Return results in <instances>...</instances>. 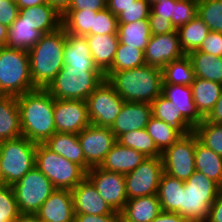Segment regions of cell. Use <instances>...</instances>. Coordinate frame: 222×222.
Segmentation results:
<instances>
[{"instance_id":"42","label":"cell","mask_w":222,"mask_h":222,"mask_svg":"<svg viewBox=\"0 0 222 222\" xmlns=\"http://www.w3.org/2000/svg\"><path fill=\"white\" fill-rule=\"evenodd\" d=\"M198 16L210 31L222 33V0H198Z\"/></svg>"},{"instance_id":"35","label":"cell","mask_w":222,"mask_h":222,"mask_svg":"<svg viewBox=\"0 0 222 222\" xmlns=\"http://www.w3.org/2000/svg\"><path fill=\"white\" fill-rule=\"evenodd\" d=\"M180 45L186 55L198 50L210 32L208 26L197 15L193 20L177 29Z\"/></svg>"},{"instance_id":"12","label":"cell","mask_w":222,"mask_h":222,"mask_svg":"<svg viewBox=\"0 0 222 222\" xmlns=\"http://www.w3.org/2000/svg\"><path fill=\"white\" fill-rule=\"evenodd\" d=\"M163 173L161 157H147L136 169L124 175L127 199L157 195Z\"/></svg>"},{"instance_id":"21","label":"cell","mask_w":222,"mask_h":222,"mask_svg":"<svg viewBox=\"0 0 222 222\" xmlns=\"http://www.w3.org/2000/svg\"><path fill=\"white\" fill-rule=\"evenodd\" d=\"M146 158L140 151L116 142L99 167L125 175L136 169Z\"/></svg>"},{"instance_id":"55","label":"cell","mask_w":222,"mask_h":222,"mask_svg":"<svg viewBox=\"0 0 222 222\" xmlns=\"http://www.w3.org/2000/svg\"><path fill=\"white\" fill-rule=\"evenodd\" d=\"M136 0H107V8L117 16L119 13L123 12L125 8L134 4Z\"/></svg>"},{"instance_id":"26","label":"cell","mask_w":222,"mask_h":222,"mask_svg":"<svg viewBox=\"0 0 222 222\" xmlns=\"http://www.w3.org/2000/svg\"><path fill=\"white\" fill-rule=\"evenodd\" d=\"M22 136L16 96L0 94V142Z\"/></svg>"},{"instance_id":"9","label":"cell","mask_w":222,"mask_h":222,"mask_svg":"<svg viewBox=\"0 0 222 222\" xmlns=\"http://www.w3.org/2000/svg\"><path fill=\"white\" fill-rule=\"evenodd\" d=\"M20 213L35 214L56 190L50 180L36 167L12 186Z\"/></svg>"},{"instance_id":"39","label":"cell","mask_w":222,"mask_h":222,"mask_svg":"<svg viewBox=\"0 0 222 222\" xmlns=\"http://www.w3.org/2000/svg\"><path fill=\"white\" fill-rule=\"evenodd\" d=\"M117 142L140 151L145 157H161V152L149 136L146 128L123 133L117 138Z\"/></svg>"},{"instance_id":"50","label":"cell","mask_w":222,"mask_h":222,"mask_svg":"<svg viewBox=\"0 0 222 222\" xmlns=\"http://www.w3.org/2000/svg\"><path fill=\"white\" fill-rule=\"evenodd\" d=\"M107 8V0H72L66 11H101Z\"/></svg>"},{"instance_id":"36","label":"cell","mask_w":222,"mask_h":222,"mask_svg":"<svg viewBox=\"0 0 222 222\" xmlns=\"http://www.w3.org/2000/svg\"><path fill=\"white\" fill-rule=\"evenodd\" d=\"M162 84H175L191 86L195 73L188 55H184L172 62H169L162 69Z\"/></svg>"},{"instance_id":"48","label":"cell","mask_w":222,"mask_h":222,"mask_svg":"<svg viewBox=\"0 0 222 222\" xmlns=\"http://www.w3.org/2000/svg\"><path fill=\"white\" fill-rule=\"evenodd\" d=\"M18 13L19 8L15 0H0V24L10 27Z\"/></svg>"},{"instance_id":"6","label":"cell","mask_w":222,"mask_h":222,"mask_svg":"<svg viewBox=\"0 0 222 222\" xmlns=\"http://www.w3.org/2000/svg\"><path fill=\"white\" fill-rule=\"evenodd\" d=\"M34 89L28 51L0 47V94L17 97Z\"/></svg>"},{"instance_id":"7","label":"cell","mask_w":222,"mask_h":222,"mask_svg":"<svg viewBox=\"0 0 222 222\" xmlns=\"http://www.w3.org/2000/svg\"><path fill=\"white\" fill-rule=\"evenodd\" d=\"M36 147L25 136L0 142V167L5 185L13 186L35 167Z\"/></svg>"},{"instance_id":"57","label":"cell","mask_w":222,"mask_h":222,"mask_svg":"<svg viewBox=\"0 0 222 222\" xmlns=\"http://www.w3.org/2000/svg\"><path fill=\"white\" fill-rule=\"evenodd\" d=\"M72 0H47V3L63 14L71 5Z\"/></svg>"},{"instance_id":"47","label":"cell","mask_w":222,"mask_h":222,"mask_svg":"<svg viewBox=\"0 0 222 222\" xmlns=\"http://www.w3.org/2000/svg\"><path fill=\"white\" fill-rule=\"evenodd\" d=\"M198 50L222 57V33L210 31Z\"/></svg>"},{"instance_id":"30","label":"cell","mask_w":222,"mask_h":222,"mask_svg":"<svg viewBox=\"0 0 222 222\" xmlns=\"http://www.w3.org/2000/svg\"><path fill=\"white\" fill-rule=\"evenodd\" d=\"M191 89L196 107L205 118L218 101L222 84L195 77Z\"/></svg>"},{"instance_id":"62","label":"cell","mask_w":222,"mask_h":222,"mask_svg":"<svg viewBox=\"0 0 222 222\" xmlns=\"http://www.w3.org/2000/svg\"><path fill=\"white\" fill-rule=\"evenodd\" d=\"M4 180H3V175H2V172H1V167H0V186H4Z\"/></svg>"},{"instance_id":"22","label":"cell","mask_w":222,"mask_h":222,"mask_svg":"<svg viewBox=\"0 0 222 222\" xmlns=\"http://www.w3.org/2000/svg\"><path fill=\"white\" fill-rule=\"evenodd\" d=\"M162 212L158 195L128 199L120 222H152Z\"/></svg>"},{"instance_id":"44","label":"cell","mask_w":222,"mask_h":222,"mask_svg":"<svg viewBox=\"0 0 222 222\" xmlns=\"http://www.w3.org/2000/svg\"><path fill=\"white\" fill-rule=\"evenodd\" d=\"M198 15V0H174L172 25L177 30Z\"/></svg>"},{"instance_id":"33","label":"cell","mask_w":222,"mask_h":222,"mask_svg":"<svg viewBox=\"0 0 222 222\" xmlns=\"http://www.w3.org/2000/svg\"><path fill=\"white\" fill-rule=\"evenodd\" d=\"M182 192H184V181L163 173L157 193L162 211L179 214Z\"/></svg>"},{"instance_id":"46","label":"cell","mask_w":222,"mask_h":222,"mask_svg":"<svg viewBox=\"0 0 222 222\" xmlns=\"http://www.w3.org/2000/svg\"><path fill=\"white\" fill-rule=\"evenodd\" d=\"M117 17L108 9L97 11L93 22V35L117 34Z\"/></svg>"},{"instance_id":"49","label":"cell","mask_w":222,"mask_h":222,"mask_svg":"<svg viewBox=\"0 0 222 222\" xmlns=\"http://www.w3.org/2000/svg\"><path fill=\"white\" fill-rule=\"evenodd\" d=\"M148 23L152 35L167 34L176 31L171 20L159 17L157 14H150L148 16Z\"/></svg>"},{"instance_id":"53","label":"cell","mask_w":222,"mask_h":222,"mask_svg":"<svg viewBox=\"0 0 222 222\" xmlns=\"http://www.w3.org/2000/svg\"><path fill=\"white\" fill-rule=\"evenodd\" d=\"M205 222H222V188H220L217 198L212 203Z\"/></svg>"},{"instance_id":"2","label":"cell","mask_w":222,"mask_h":222,"mask_svg":"<svg viewBox=\"0 0 222 222\" xmlns=\"http://www.w3.org/2000/svg\"><path fill=\"white\" fill-rule=\"evenodd\" d=\"M105 79L126 102L152 103L162 94V69L151 65L108 71Z\"/></svg>"},{"instance_id":"56","label":"cell","mask_w":222,"mask_h":222,"mask_svg":"<svg viewBox=\"0 0 222 222\" xmlns=\"http://www.w3.org/2000/svg\"><path fill=\"white\" fill-rule=\"evenodd\" d=\"M152 222H190L178 213L162 211Z\"/></svg>"},{"instance_id":"1","label":"cell","mask_w":222,"mask_h":222,"mask_svg":"<svg viewBox=\"0 0 222 222\" xmlns=\"http://www.w3.org/2000/svg\"><path fill=\"white\" fill-rule=\"evenodd\" d=\"M22 136L44 144L54 133L55 99L46 89L36 88L17 96Z\"/></svg>"},{"instance_id":"43","label":"cell","mask_w":222,"mask_h":222,"mask_svg":"<svg viewBox=\"0 0 222 222\" xmlns=\"http://www.w3.org/2000/svg\"><path fill=\"white\" fill-rule=\"evenodd\" d=\"M19 214L12 186H0V222H14Z\"/></svg>"},{"instance_id":"17","label":"cell","mask_w":222,"mask_h":222,"mask_svg":"<svg viewBox=\"0 0 222 222\" xmlns=\"http://www.w3.org/2000/svg\"><path fill=\"white\" fill-rule=\"evenodd\" d=\"M35 214L40 222H74L75 212L71 190L56 189Z\"/></svg>"},{"instance_id":"15","label":"cell","mask_w":222,"mask_h":222,"mask_svg":"<svg viewBox=\"0 0 222 222\" xmlns=\"http://www.w3.org/2000/svg\"><path fill=\"white\" fill-rule=\"evenodd\" d=\"M54 123L56 132L79 134L91 124L86 101L55 99Z\"/></svg>"},{"instance_id":"51","label":"cell","mask_w":222,"mask_h":222,"mask_svg":"<svg viewBox=\"0 0 222 222\" xmlns=\"http://www.w3.org/2000/svg\"><path fill=\"white\" fill-rule=\"evenodd\" d=\"M120 212L110 215L75 214L74 222H120Z\"/></svg>"},{"instance_id":"60","label":"cell","mask_w":222,"mask_h":222,"mask_svg":"<svg viewBox=\"0 0 222 222\" xmlns=\"http://www.w3.org/2000/svg\"><path fill=\"white\" fill-rule=\"evenodd\" d=\"M8 35V27L6 25L0 24V47H4Z\"/></svg>"},{"instance_id":"27","label":"cell","mask_w":222,"mask_h":222,"mask_svg":"<svg viewBox=\"0 0 222 222\" xmlns=\"http://www.w3.org/2000/svg\"><path fill=\"white\" fill-rule=\"evenodd\" d=\"M64 65L73 68H97L92 58L86 36L66 33Z\"/></svg>"},{"instance_id":"61","label":"cell","mask_w":222,"mask_h":222,"mask_svg":"<svg viewBox=\"0 0 222 222\" xmlns=\"http://www.w3.org/2000/svg\"><path fill=\"white\" fill-rule=\"evenodd\" d=\"M150 6L164 0H145Z\"/></svg>"},{"instance_id":"10","label":"cell","mask_w":222,"mask_h":222,"mask_svg":"<svg viewBox=\"0 0 222 222\" xmlns=\"http://www.w3.org/2000/svg\"><path fill=\"white\" fill-rule=\"evenodd\" d=\"M196 133L183 134L172 146L161 153L164 173L186 181L195 170Z\"/></svg>"},{"instance_id":"19","label":"cell","mask_w":222,"mask_h":222,"mask_svg":"<svg viewBox=\"0 0 222 222\" xmlns=\"http://www.w3.org/2000/svg\"><path fill=\"white\" fill-rule=\"evenodd\" d=\"M151 117V103L125 101L110 129L118 138L123 133L146 128Z\"/></svg>"},{"instance_id":"23","label":"cell","mask_w":222,"mask_h":222,"mask_svg":"<svg viewBox=\"0 0 222 222\" xmlns=\"http://www.w3.org/2000/svg\"><path fill=\"white\" fill-rule=\"evenodd\" d=\"M18 15L43 34L62 27V14L48 3L19 9Z\"/></svg>"},{"instance_id":"37","label":"cell","mask_w":222,"mask_h":222,"mask_svg":"<svg viewBox=\"0 0 222 222\" xmlns=\"http://www.w3.org/2000/svg\"><path fill=\"white\" fill-rule=\"evenodd\" d=\"M97 11H65L62 14V27L66 33L78 36L93 35V22Z\"/></svg>"},{"instance_id":"4","label":"cell","mask_w":222,"mask_h":222,"mask_svg":"<svg viewBox=\"0 0 222 222\" xmlns=\"http://www.w3.org/2000/svg\"><path fill=\"white\" fill-rule=\"evenodd\" d=\"M105 80V75L98 68L64 65L46 90L54 99L85 101Z\"/></svg>"},{"instance_id":"28","label":"cell","mask_w":222,"mask_h":222,"mask_svg":"<svg viewBox=\"0 0 222 222\" xmlns=\"http://www.w3.org/2000/svg\"><path fill=\"white\" fill-rule=\"evenodd\" d=\"M195 170L222 188V157L203 145L196 135Z\"/></svg>"},{"instance_id":"5","label":"cell","mask_w":222,"mask_h":222,"mask_svg":"<svg viewBox=\"0 0 222 222\" xmlns=\"http://www.w3.org/2000/svg\"><path fill=\"white\" fill-rule=\"evenodd\" d=\"M219 190L220 187L215 182L195 171L184 181L179 214L190 222H205Z\"/></svg>"},{"instance_id":"16","label":"cell","mask_w":222,"mask_h":222,"mask_svg":"<svg viewBox=\"0 0 222 222\" xmlns=\"http://www.w3.org/2000/svg\"><path fill=\"white\" fill-rule=\"evenodd\" d=\"M184 55L177 30L167 34L152 35L144 50L145 64L160 69Z\"/></svg>"},{"instance_id":"13","label":"cell","mask_w":222,"mask_h":222,"mask_svg":"<svg viewBox=\"0 0 222 222\" xmlns=\"http://www.w3.org/2000/svg\"><path fill=\"white\" fill-rule=\"evenodd\" d=\"M78 139L85 157V171L100 166L106 154L117 142V138L109 127L88 125L79 134Z\"/></svg>"},{"instance_id":"45","label":"cell","mask_w":222,"mask_h":222,"mask_svg":"<svg viewBox=\"0 0 222 222\" xmlns=\"http://www.w3.org/2000/svg\"><path fill=\"white\" fill-rule=\"evenodd\" d=\"M151 12V6L145 0H136L116 17L118 24H127L139 20H148Z\"/></svg>"},{"instance_id":"3","label":"cell","mask_w":222,"mask_h":222,"mask_svg":"<svg viewBox=\"0 0 222 222\" xmlns=\"http://www.w3.org/2000/svg\"><path fill=\"white\" fill-rule=\"evenodd\" d=\"M66 32L63 27L45 33L28 50L30 76L35 88L46 89L64 66Z\"/></svg>"},{"instance_id":"31","label":"cell","mask_w":222,"mask_h":222,"mask_svg":"<svg viewBox=\"0 0 222 222\" xmlns=\"http://www.w3.org/2000/svg\"><path fill=\"white\" fill-rule=\"evenodd\" d=\"M195 77L222 84V57L210 55L199 50L188 54Z\"/></svg>"},{"instance_id":"32","label":"cell","mask_w":222,"mask_h":222,"mask_svg":"<svg viewBox=\"0 0 222 222\" xmlns=\"http://www.w3.org/2000/svg\"><path fill=\"white\" fill-rule=\"evenodd\" d=\"M152 116L177 128L182 134L194 131V127L182 116L172 102L162 94L151 103Z\"/></svg>"},{"instance_id":"24","label":"cell","mask_w":222,"mask_h":222,"mask_svg":"<svg viewBox=\"0 0 222 222\" xmlns=\"http://www.w3.org/2000/svg\"><path fill=\"white\" fill-rule=\"evenodd\" d=\"M97 68L105 75L111 68L119 44L117 34L86 35Z\"/></svg>"},{"instance_id":"52","label":"cell","mask_w":222,"mask_h":222,"mask_svg":"<svg viewBox=\"0 0 222 222\" xmlns=\"http://www.w3.org/2000/svg\"><path fill=\"white\" fill-rule=\"evenodd\" d=\"M174 11V0L160 1L151 6L150 14H157L159 17L171 20Z\"/></svg>"},{"instance_id":"14","label":"cell","mask_w":222,"mask_h":222,"mask_svg":"<svg viewBox=\"0 0 222 222\" xmlns=\"http://www.w3.org/2000/svg\"><path fill=\"white\" fill-rule=\"evenodd\" d=\"M86 177L114 211L123 210L128 200L124 174L106 171L96 166L86 172Z\"/></svg>"},{"instance_id":"8","label":"cell","mask_w":222,"mask_h":222,"mask_svg":"<svg viewBox=\"0 0 222 222\" xmlns=\"http://www.w3.org/2000/svg\"><path fill=\"white\" fill-rule=\"evenodd\" d=\"M36 168H38L56 189H74L85 177L86 171L44 144L36 147Z\"/></svg>"},{"instance_id":"38","label":"cell","mask_w":222,"mask_h":222,"mask_svg":"<svg viewBox=\"0 0 222 222\" xmlns=\"http://www.w3.org/2000/svg\"><path fill=\"white\" fill-rule=\"evenodd\" d=\"M146 130L161 153L183 135L177 128L153 116L147 123Z\"/></svg>"},{"instance_id":"20","label":"cell","mask_w":222,"mask_h":222,"mask_svg":"<svg viewBox=\"0 0 222 222\" xmlns=\"http://www.w3.org/2000/svg\"><path fill=\"white\" fill-rule=\"evenodd\" d=\"M162 95L174 104L194 128L204 120L194 102L191 86L162 84Z\"/></svg>"},{"instance_id":"41","label":"cell","mask_w":222,"mask_h":222,"mask_svg":"<svg viewBox=\"0 0 222 222\" xmlns=\"http://www.w3.org/2000/svg\"><path fill=\"white\" fill-rule=\"evenodd\" d=\"M198 140L222 157V124L205 119L194 128Z\"/></svg>"},{"instance_id":"29","label":"cell","mask_w":222,"mask_h":222,"mask_svg":"<svg viewBox=\"0 0 222 222\" xmlns=\"http://www.w3.org/2000/svg\"><path fill=\"white\" fill-rule=\"evenodd\" d=\"M42 36L43 33L41 31L35 30L34 26L18 15L12 25L8 27L5 47L28 51Z\"/></svg>"},{"instance_id":"11","label":"cell","mask_w":222,"mask_h":222,"mask_svg":"<svg viewBox=\"0 0 222 222\" xmlns=\"http://www.w3.org/2000/svg\"><path fill=\"white\" fill-rule=\"evenodd\" d=\"M92 125L111 127L124 104V100L105 80L85 100Z\"/></svg>"},{"instance_id":"34","label":"cell","mask_w":222,"mask_h":222,"mask_svg":"<svg viewBox=\"0 0 222 222\" xmlns=\"http://www.w3.org/2000/svg\"><path fill=\"white\" fill-rule=\"evenodd\" d=\"M119 42L142 51L145 50L152 36L148 20H139L127 24H118Z\"/></svg>"},{"instance_id":"40","label":"cell","mask_w":222,"mask_h":222,"mask_svg":"<svg viewBox=\"0 0 222 222\" xmlns=\"http://www.w3.org/2000/svg\"><path fill=\"white\" fill-rule=\"evenodd\" d=\"M145 65L144 51L119 42L109 71H121Z\"/></svg>"},{"instance_id":"58","label":"cell","mask_w":222,"mask_h":222,"mask_svg":"<svg viewBox=\"0 0 222 222\" xmlns=\"http://www.w3.org/2000/svg\"><path fill=\"white\" fill-rule=\"evenodd\" d=\"M19 9L47 4V0H15Z\"/></svg>"},{"instance_id":"54","label":"cell","mask_w":222,"mask_h":222,"mask_svg":"<svg viewBox=\"0 0 222 222\" xmlns=\"http://www.w3.org/2000/svg\"><path fill=\"white\" fill-rule=\"evenodd\" d=\"M206 121L222 124V90L220 97L210 113L204 118Z\"/></svg>"},{"instance_id":"25","label":"cell","mask_w":222,"mask_h":222,"mask_svg":"<svg viewBox=\"0 0 222 222\" xmlns=\"http://www.w3.org/2000/svg\"><path fill=\"white\" fill-rule=\"evenodd\" d=\"M44 145L52 152L76 163L85 170V157L78 139V134L56 132Z\"/></svg>"},{"instance_id":"18","label":"cell","mask_w":222,"mask_h":222,"mask_svg":"<svg viewBox=\"0 0 222 222\" xmlns=\"http://www.w3.org/2000/svg\"><path fill=\"white\" fill-rule=\"evenodd\" d=\"M71 192L75 214L110 215L115 212L99 195L87 177L72 189Z\"/></svg>"},{"instance_id":"59","label":"cell","mask_w":222,"mask_h":222,"mask_svg":"<svg viewBox=\"0 0 222 222\" xmlns=\"http://www.w3.org/2000/svg\"><path fill=\"white\" fill-rule=\"evenodd\" d=\"M14 222H40L36 214L20 213Z\"/></svg>"}]
</instances>
